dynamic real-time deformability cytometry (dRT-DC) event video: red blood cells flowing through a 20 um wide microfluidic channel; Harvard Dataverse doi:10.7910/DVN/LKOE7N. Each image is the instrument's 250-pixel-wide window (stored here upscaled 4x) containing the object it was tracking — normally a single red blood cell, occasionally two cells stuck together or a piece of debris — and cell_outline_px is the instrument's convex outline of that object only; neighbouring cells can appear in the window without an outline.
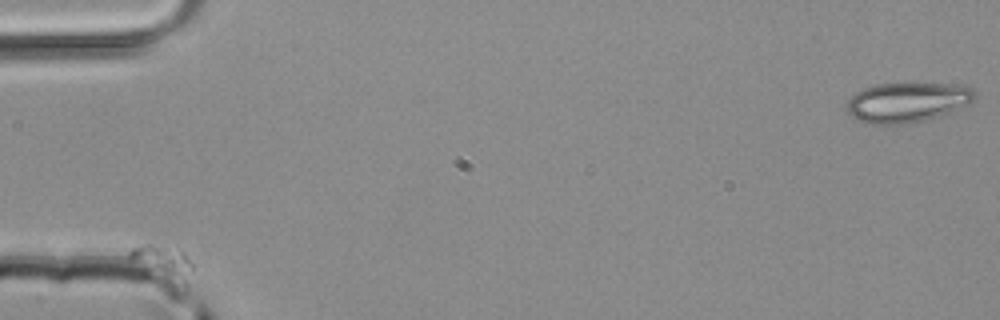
{"species": "common noctule bat (a hibernating species)", "species_latin": "Nyctalus noctula", "temperature_condition": "room temperature", "stored_images_in_passage": 50, "camera_frame_rate_fps": 3000, "um_per_image_px": 0.085, "animal": {"sex": "male", "body_mass_g": 20.4}, "frame": {"image": 1, "passage_image": 1, "time_ms": 0.0, "image_size_px": [1000, 320], "cell_outline_px": [[192, 268], [188, 284], [164, 284], [128, 260], [128, 252], [132, 248], [144, 244], [148, 244], [180, 248], [192, 260]], "centroid_in_image_um": [13.83, 22.35], "position_along_channel_um": 71.2, "area_um2": 13.47}}
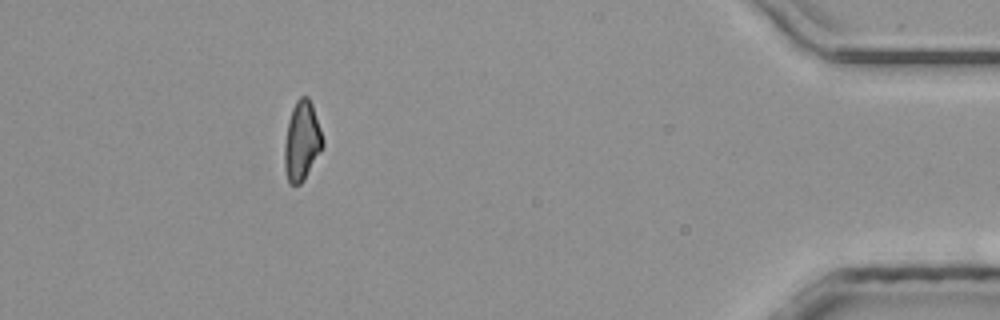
{"frame": {"image": 2, "passage_image": 45, "time_ms": 14.667, "image_size_px": [1000, 320], "cell_outline_px": [[324, 144], [304, 180], [300, 184], [288, 184], [284, 168], [284, 144], [288, 124], [292, 108], [296, 100], [300, 96], [308, 96], [312, 104], [324, 140]], "centroid_in_image_um": [25.64, 11.99], "position_along_channel_um": 409.6, "area_um2": 17.63}}